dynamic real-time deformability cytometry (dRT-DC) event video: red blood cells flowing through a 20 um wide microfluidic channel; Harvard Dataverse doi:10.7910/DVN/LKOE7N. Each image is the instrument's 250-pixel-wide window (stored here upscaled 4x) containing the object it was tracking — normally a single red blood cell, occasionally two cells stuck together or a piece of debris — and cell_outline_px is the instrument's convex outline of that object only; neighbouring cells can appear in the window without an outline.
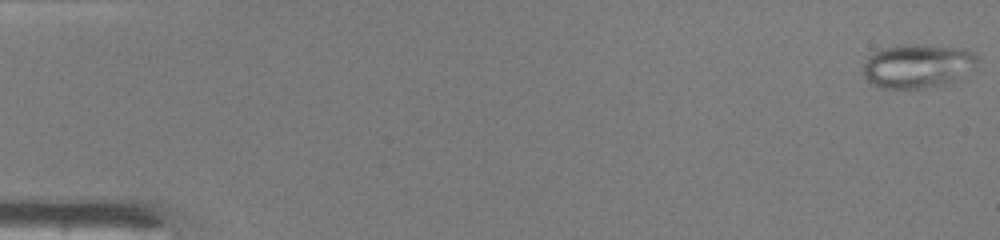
{"species": "common noctule bat (a hibernating species)", "species_latin": "Nyctalus noctula", "temperature_condition": "warm", "stored_images_in_passage": 48, "camera_frame_rate_fps": 3000, "um_per_image_px": 0.085, "animal": {"sex": "male", "body_mass_g": 19.0, "forearm_length_mm": 50.8}, "frame": {"image": 1, "passage_image": 1, "time_ms": 0.0, "image_size_px": [1000, 240], "cell_outline_px": [[980, 60], [952, 84], [924, 88], [880, 88], [872, 84], [864, 76], [864, 64], [868, 56], [884, 48], [904, 44], [916, 44], [968, 48]], "centroid_in_image_um": [78.02, 5.61], "position_along_channel_um": 7.0, "area_um2": 29.36}}
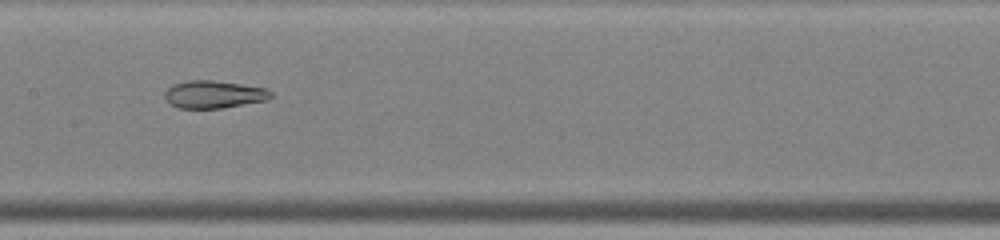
{"frame": {"image": 2, "passage_image": 25, "time_ms": 8.0, "image_size_px": [1000, 240], "cell_outline_px": [[272, 96], [268, 100], [220, 108], [180, 108], [172, 104], [164, 96], [164, 92], [168, 88], [176, 84], [188, 80], [212, 80], [268, 88], [272, 92]], "centroid_in_image_um": [18.22, 8.02], "position_along_channel_um": 189.2, "area_um2": 16.88}}
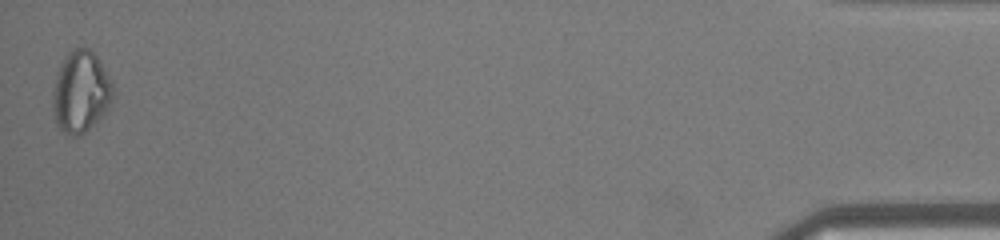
{"frame": {"image": 3, "passage_image": 48, "time_ms": 15.667, "image_size_px": [1000, 240], "cell_outline_px": [[112, 100], [108, 108], [84, 132], [76, 136], [72, 136], [64, 132], [56, 124], [52, 108], [52, 96], [56, 72], [60, 64], [68, 52], [76, 48], [88, 48], [96, 56], [112, 80]], "centroid_in_image_um": [6.83, 7.79], "position_along_channel_um": 428.4, "area_um2": 28.32}, "authors_computed_cell_mechanics": {"area_um2": 23.3512, "velocity_mm_per_s": 4.2537, "shape_relaxation_time_tau1_ms": null, "shape_relaxation_time_tau2_ms": 1.0664, "deformation_change_tau1": null, "deformation_change_tau2": 0.0614}}